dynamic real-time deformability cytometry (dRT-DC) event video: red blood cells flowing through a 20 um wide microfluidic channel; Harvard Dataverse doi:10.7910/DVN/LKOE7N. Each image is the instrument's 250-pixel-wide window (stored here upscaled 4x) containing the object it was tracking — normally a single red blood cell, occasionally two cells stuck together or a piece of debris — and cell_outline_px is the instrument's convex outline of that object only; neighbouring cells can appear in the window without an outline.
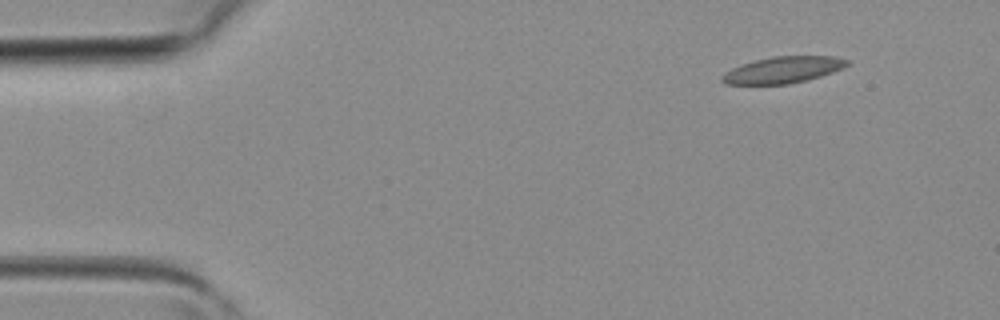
{"species": "common noctule bat (a hibernating species)", "species_latin": "Nyctalus noctula", "temperature_condition": "room temperature", "stored_images_in_passage": 4, "camera_frame_rate_fps": 3000, "um_per_image_px": 0.085, "animal": {"sex": "female", "body_mass_g": 19.3, "forearm_length_mm": 54.1}, "frame": {"image": 1, "passage_image": 1, "time_ms": 0.0, "image_size_px": [1000, 320], "cell_outline_px": [[848, 64], [844, 68], [820, 76], [804, 80], [784, 84], [724, 84], [720, 80], [720, 76], [724, 72], [740, 64], [772, 56], [836, 56], [848, 60]], "centroid_in_image_um": [66.51, 5.93], "position_along_channel_um": 18.5, "area_um2": 19.25}}